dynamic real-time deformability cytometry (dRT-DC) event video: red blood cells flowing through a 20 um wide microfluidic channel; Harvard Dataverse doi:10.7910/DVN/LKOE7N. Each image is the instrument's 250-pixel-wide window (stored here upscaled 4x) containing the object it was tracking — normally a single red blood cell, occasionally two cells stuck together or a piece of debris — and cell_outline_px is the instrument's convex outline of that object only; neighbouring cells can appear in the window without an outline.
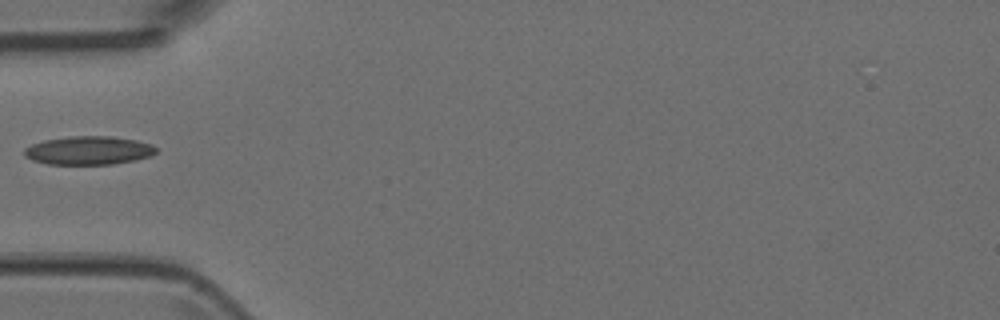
{"species": "Egyptian fruit bat (a non-hibernating species)", "species_latin": "Rousettus aegyptiacus", "temperature_condition": "room temperature", "stored_images_in_passage": 5, "camera_frame_rate_fps": 3000, "um_per_image_px": 0.085, "animal": {"sex": "female"}, "frame": {"image": 1, "passage_image": 4, "time_ms": 1.0, "image_size_px": [1000, 320], "cell_outline_px": [[156, 152], [152, 156], [136, 160], [112, 164], [48, 164], [32, 160], [24, 156], [24, 148], [32, 144], [44, 140], [68, 136], [112, 136], [136, 140], [152, 144], [156, 148]], "centroid_in_image_um": [7.54, 12.78], "position_along_channel_um": 77.5, "area_um2": 22.02}}
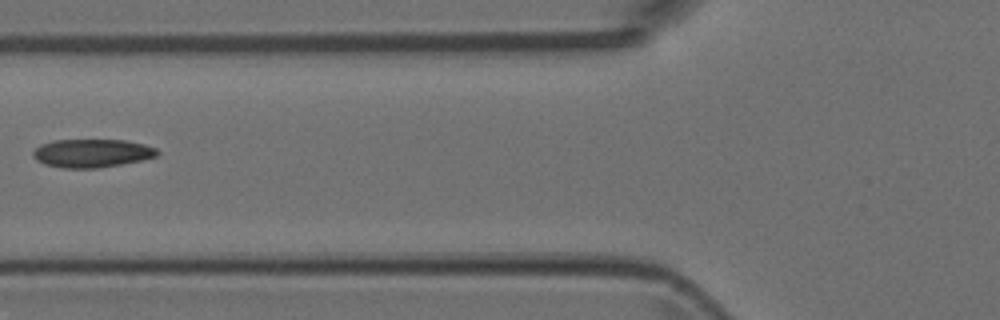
{"frame": {"image": 2, "passage_image": 5, "time_ms": 1.333, "image_size_px": [1000, 320], "cell_outline_px": [[160, 152], [156, 156], [140, 160], [120, 164], [96, 168], [64, 168], [44, 164], [36, 160], [32, 156], [32, 152], [40, 144], [52, 140], [124, 140], [144, 144], [156, 148]], "centroid_in_image_um": [7.78, 13.01], "position_along_channel_um": 118.0, "area_um2": 20.46}}